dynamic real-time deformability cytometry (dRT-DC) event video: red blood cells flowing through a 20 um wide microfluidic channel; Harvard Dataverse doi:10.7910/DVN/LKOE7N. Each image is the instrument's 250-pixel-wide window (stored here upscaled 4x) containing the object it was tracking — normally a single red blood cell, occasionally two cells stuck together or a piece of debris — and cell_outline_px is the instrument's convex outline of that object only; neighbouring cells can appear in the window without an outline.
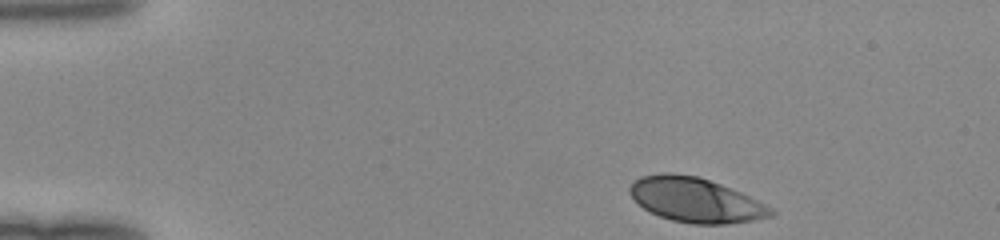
{"species": "human", "species_latin": "Homo sapiens", "temperature_condition": "room temperature", "stored_images_in_passage": 36, "camera_frame_rate_fps": 3000, "um_per_image_px": 0.085, "donor": {"sex": "female"}, "frame": {"image": 1, "passage_image": 1, "time_ms": 0.0, "image_size_px": [1000, 240], "cell_outline_px": [[776, 212], [772, 216], [756, 220], [728, 224], [692, 224], [672, 220], [660, 216], [644, 208], [628, 192], [628, 188], [632, 180], [640, 176], [664, 172], [672, 172], [696, 176], [720, 184], [740, 192], [776, 208]], "centroid_in_image_um": [59.15, 17.0], "position_along_channel_um": 25.9, "area_um2": 36.88}}
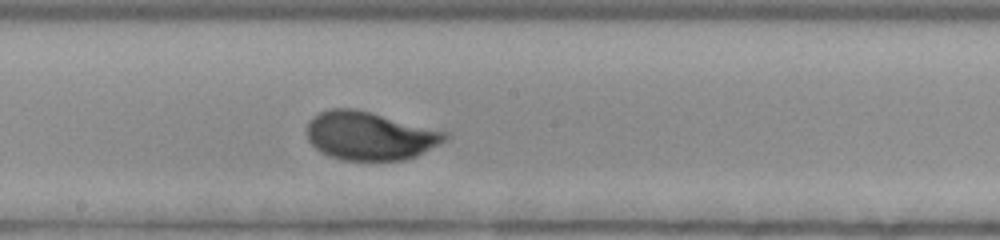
{"frame": {"image": 2, "passage_image": 21, "time_ms": 6.667, "image_size_px": [1000, 240], "cell_outline_px": [[448, 136], [440, 144], [416, 156], [404, 160], [344, 160], [328, 156], [320, 152], [308, 140], [308, 120], [312, 116], [328, 108], [352, 108], [448, 132]], "centroid_in_image_um": [31.4, 11.55], "position_along_channel_um": 216.8, "area_um2": 38.67}}
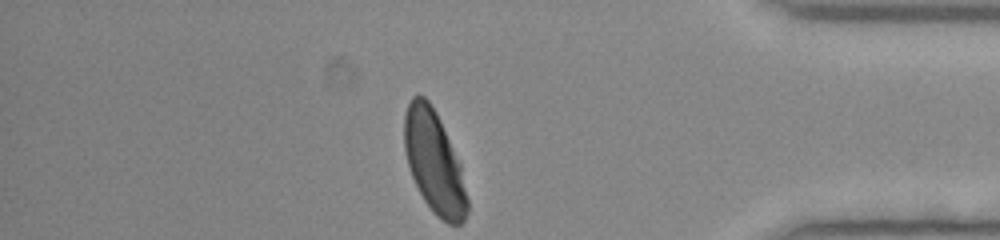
{"frame": {"image": 3, "passage_image": 36, "time_ms": 11.667, "image_size_px": [1000, 240], "cell_outline_px": [[468, 212], [464, 220], [460, 224], [448, 224], [436, 216], [424, 200], [412, 176], [408, 164], [404, 148], [404, 116], [408, 104], [412, 96], [424, 96], [432, 104], [440, 120], [460, 164], [468, 200]], "centroid_in_image_um": [36.9, 13.79], "position_along_channel_um": 398.3, "area_um2": 37.22}}